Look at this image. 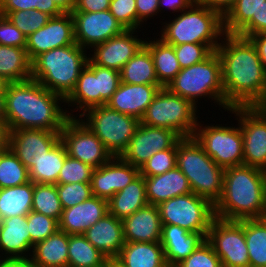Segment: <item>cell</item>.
<instances>
[{"mask_svg": "<svg viewBox=\"0 0 266 267\" xmlns=\"http://www.w3.org/2000/svg\"><path fill=\"white\" fill-rule=\"evenodd\" d=\"M179 14V15H178ZM163 22L159 38L170 45L184 43L220 44L225 35L223 16L194 2L188 9ZM176 16V17H175ZM165 24V25H164Z\"/></svg>", "mask_w": 266, "mask_h": 267, "instance_id": "5b68a950", "label": "cell"}, {"mask_svg": "<svg viewBox=\"0 0 266 267\" xmlns=\"http://www.w3.org/2000/svg\"><path fill=\"white\" fill-rule=\"evenodd\" d=\"M113 261L119 267H168L160 242H125Z\"/></svg>", "mask_w": 266, "mask_h": 267, "instance_id": "83f0119b", "label": "cell"}, {"mask_svg": "<svg viewBox=\"0 0 266 267\" xmlns=\"http://www.w3.org/2000/svg\"><path fill=\"white\" fill-rule=\"evenodd\" d=\"M224 220L262 219L266 211V171L248 165L224 169L222 194L214 205Z\"/></svg>", "mask_w": 266, "mask_h": 267, "instance_id": "3957f363", "label": "cell"}, {"mask_svg": "<svg viewBox=\"0 0 266 267\" xmlns=\"http://www.w3.org/2000/svg\"><path fill=\"white\" fill-rule=\"evenodd\" d=\"M63 209L82 203L92 195L90 183L56 184Z\"/></svg>", "mask_w": 266, "mask_h": 267, "instance_id": "c3c4849f", "label": "cell"}, {"mask_svg": "<svg viewBox=\"0 0 266 267\" xmlns=\"http://www.w3.org/2000/svg\"><path fill=\"white\" fill-rule=\"evenodd\" d=\"M176 267H223L212 246L205 240Z\"/></svg>", "mask_w": 266, "mask_h": 267, "instance_id": "681fc988", "label": "cell"}, {"mask_svg": "<svg viewBox=\"0 0 266 267\" xmlns=\"http://www.w3.org/2000/svg\"><path fill=\"white\" fill-rule=\"evenodd\" d=\"M176 167V148L165 149L153 154L139 169L144 177L161 175Z\"/></svg>", "mask_w": 266, "mask_h": 267, "instance_id": "7dc6e473", "label": "cell"}, {"mask_svg": "<svg viewBox=\"0 0 266 267\" xmlns=\"http://www.w3.org/2000/svg\"><path fill=\"white\" fill-rule=\"evenodd\" d=\"M72 107L67 111L69 118H77L90 108L100 106V93H98V77L86 66L80 73L76 86L65 99V105ZM75 107V109H74ZM74 109V110H73ZM76 110L78 114L73 115Z\"/></svg>", "mask_w": 266, "mask_h": 267, "instance_id": "4dcf8cb0", "label": "cell"}, {"mask_svg": "<svg viewBox=\"0 0 266 267\" xmlns=\"http://www.w3.org/2000/svg\"><path fill=\"white\" fill-rule=\"evenodd\" d=\"M94 169L80 160L67 156L56 184L90 183Z\"/></svg>", "mask_w": 266, "mask_h": 267, "instance_id": "f6af8a7d", "label": "cell"}, {"mask_svg": "<svg viewBox=\"0 0 266 267\" xmlns=\"http://www.w3.org/2000/svg\"><path fill=\"white\" fill-rule=\"evenodd\" d=\"M65 145L59 140L45 155L29 170V179L33 183L55 184L59 172L67 157Z\"/></svg>", "mask_w": 266, "mask_h": 267, "instance_id": "d590c367", "label": "cell"}, {"mask_svg": "<svg viewBox=\"0 0 266 267\" xmlns=\"http://www.w3.org/2000/svg\"><path fill=\"white\" fill-rule=\"evenodd\" d=\"M263 219L266 221V211L264 213Z\"/></svg>", "mask_w": 266, "mask_h": 267, "instance_id": "8c879c8a", "label": "cell"}, {"mask_svg": "<svg viewBox=\"0 0 266 267\" xmlns=\"http://www.w3.org/2000/svg\"><path fill=\"white\" fill-rule=\"evenodd\" d=\"M125 242H160L162 222L158 206L147 204L122 220Z\"/></svg>", "mask_w": 266, "mask_h": 267, "instance_id": "cb8c5ba5", "label": "cell"}, {"mask_svg": "<svg viewBox=\"0 0 266 267\" xmlns=\"http://www.w3.org/2000/svg\"><path fill=\"white\" fill-rule=\"evenodd\" d=\"M206 239L177 225L162 224L161 245L168 267H176Z\"/></svg>", "mask_w": 266, "mask_h": 267, "instance_id": "484cf974", "label": "cell"}, {"mask_svg": "<svg viewBox=\"0 0 266 267\" xmlns=\"http://www.w3.org/2000/svg\"><path fill=\"white\" fill-rule=\"evenodd\" d=\"M266 0H236L223 16L225 34H236L251 18H257L258 9Z\"/></svg>", "mask_w": 266, "mask_h": 267, "instance_id": "ab89813d", "label": "cell"}, {"mask_svg": "<svg viewBox=\"0 0 266 267\" xmlns=\"http://www.w3.org/2000/svg\"><path fill=\"white\" fill-rule=\"evenodd\" d=\"M98 77V93H100V106L106 105L116 92L121 80L120 72L92 64L89 60L86 65Z\"/></svg>", "mask_w": 266, "mask_h": 267, "instance_id": "7bdbcfd3", "label": "cell"}, {"mask_svg": "<svg viewBox=\"0 0 266 267\" xmlns=\"http://www.w3.org/2000/svg\"><path fill=\"white\" fill-rule=\"evenodd\" d=\"M7 18L10 19L26 37H29L32 33L45 26L51 17L39 10H19L10 12Z\"/></svg>", "mask_w": 266, "mask_h": 267, "instance_id": "ee69618b", "label": "cell"}, {"mask_svg": "<svg viewBox=\"0 0 266 267\" xmlns=\"http://www.w3.org/2000/svg\"><path fill=\"white\" fill-rule=\"evenodd\" d=\"M0 119H5V93H0Z\"/></svg>", "mask_w": 266, "mask_h": 267, "instance_id": "03108f58", "label": "cell"}, {"mask_svg": "<svg viewBox=\"0 0 266 267\" xmlns=\"http://www.w3.org/2000/svg\"><path fill=\"white\" fill-rule=\"evenodd\" d=\"M198 121L193 137L202 146L205 153L221 168L243 165V137L238 126H223Z\"/></svg>", "mask_w": 266, "mask_h": 267, "instance_id": "8fae6325", "label": "cell"}, {"mask_svg": "<svg viewBox=\"0 0 266 267\" xmlns=\"http://www.w3.org/2000/svg\"><path fill=\"white\" fill-rule=\"evenodd\" d=\"M127 84H159L149 49L144 45L119 71Z\"/></svg>", "mask_w": 266, "mask_h": 267, "instance_id": "e575fe53", "label": "cell"}, {"mask_svg": "<svg viewBox=\"0 0 266 267\" xmlns=\"http://www.w3.org/2000/svg\"><path fill=\"white\" fill-rule=\"evenodd\" d=\"M75 42L84 49L104 43L122 34L126 29L109 10L99 12H71Z\"/></svg>", "mask_w": 266, "mask_h": 267, "instance_id": "9a60e30c", "label": "cell"}, {"mask_svg": "<svg viewBox=\"0 0 266 267\" xmlns=\"http://www.w3.org/2000/svg\"><path fill=\"white\" fill-rule=\"evenodd\" d=\"M139 175V168L125 162L120 156H113L107 163L94 169L90 182L92 195L108 201Z\"/></svg>", "mask_w": 266, "mask_h": 267, "instance_id": "ffe728a7", "label": "cell"}, {"mask_svg": "<svg viewBox=\"0 0 266 267\" xmlns=\"http://www.w3.org/2000/svg\"><path fill=\"white\" fill-rule=\"evenodd\" d=\"M190 100L161 88L140 120L141 124L167 128L182 138L193 137L198 124V109Z\"/></svg>", "mask_w": 266, "mask_h": 267, "instance_id": "ba28073f", "label": "cell"}, {"mask_svg": "<svg viewBox=\"0 0 266 267\" xmlns=\"http://www.w3.org/2000/svg\"><path fill=\"white\" fill-rule=\"evenodd\" d=\"M60 140L67 155L73 159L98 168L113 156L101 140L78 118H69L60 131Z\"/></svg>", "mask_w": 266, "mask_h": 267, "instance_id": "5bb4252c", "label": "cell"}, {"mask_svg": "<svg viewBox=\"0 0 266 267\" xmlns=\"http://www.w3.org/2000/svg\"><path fill=\"white\" fill-rule=\"evenodd\" d=\"M54 2L64 13H71L76 4V0H54Z\"/></svg>", "mask_w": 266, "mask_h": 267, "instance_id": "e7e4bbea", "label": "cell"}, {"mask_svg": "<svg viewBox=\"0 0 266 267\" xmlns=\"http://www.w3.org/2000/svg\"><path fill=\"white\" fill-rule=\"evenodd\" d=\"M243 137V164L266 171V113L259 107H232Z\"/></svg>", "mask_w": 266, "mask_h": 267, "instance_id": "4fadbf2b", "label": "cell"}, {"mask_svg": "<svg viewBox=\"0 0 266 267\" xmlns=\"http://www.w3.org/2000/svg\"><path fill=\"white\" fill-rule=\"evenodd\" d=\"M144 180L146 197L152 205L192 193L187 177L177 166L161 175L144 177Z\"/></svg>", "mask_w": 266, "mask_h": 267, "instance_id": "4316f807", "label": "cell"}, {"mask_svg": "<svg viewBox=\"0 0 266 267\" xmlns=\"http://www.w3.org/2000/svg\"><path fill=\"white\" fill-rule=\"evenodd\" d=\"M260 32H266V1L258 9L257 18H251L235 35L248 38Z\"/></svg>", "mask_w": 266, "mask_h": 267, "instance_id": "f5cc1de1", "label": "cell"}, {"mask_svg": "<svg viewBox=\"0 0 266 267\" xmlns=\"http://www.w3.org/2000/svg\"><path fill=\"white\" fill-rule=\"evenodd\" d=\"M3 261H4V259L0 258V267H1Z\"/></svg>", "mask_w": 266, "mask_h": 267, "instance_id": "2644e50d", "label": "cell"}, {"mask_svg": "<svg viewBox=\"0 0 266 267\" xmlns=\"http://www.w3.org/2000/svg\"><path fill=\"white\" fill-rule=\"evenodd\" d=\"M83 236L110 261H113L125 244L122 220L108 213L90 226Z\"/></svg>", "mask_w": 266, "mask_h": 267, "instance_id": "d4e9b609", "label": "cell"}, {"mask_svg": "<svg viewBox=\"0 0 266 267\" xmlns=\"http://www.w3.org/2000/svg\"><path fill=\"white\" fill-rule=\"evenodd\" d=\"M194 2L195 0H159V12L162 13V11L165 12L168 9L173 11L172 13L176 12L178 14L188 9Z\"/></svg>", "mask_w": 266, "mask_h": 267, "instance_id": "6f0895ef", "label": "cell"}, {"mask_svg": "<svg viewBox=\"0 0 266 267\" xmlns=\"http://www.w3.org/2000/svg\"><path fill=\"white\" fill-rule=\"evenodd\" d=\"M111 0H76L73 11L99 12L109 10Z\"/></svg>", "mask_w": 266, "mask_h": 267, "instance_id": "9f6ffc18", "label": "cell"}, {"mask_svg": "<svg viewBox=\"0 0 266 267\" xmlns=\"http://www.w3.org/2000/svg\"><path fill=\"white\" fill-rule=\"evenodd\" d=\"M7 82L0 77V93H5Z\"/></svg>", "mask_w": 266, "mask_h": 267, "instance_id": "003e7915", "label": "cell"}, {"mask_svg": "<svg viewBox=\"0 0 266 267\" xmlns=\"http://www.w3.org/2000/svg\"><path fill=\"white\" fill-rule=\"evenodd\" d=\"M145 40V46L149 49L159 84L167 87L169 83L181 71V67L174 52L173 45L165 43L161 38Z\"/></svg>", "mask_w": 266, "mask_h": 267, "instance_id": "1f68e13d", "label": "cell"}, {"mask_svg": "<svg viewBox=\"0 0 266 267\" xmlns=\"http://www.w3.org/2000/svg\"><path fill=\"white\" fill-rule=\"evenodd\" d=\"M109 261L83 234L69 235L68 267H107Z\"/></svg>", "mask_w": 266, "mask_h": 267, "instance_id": "8d00e7d4", "label": "cell"}, {"mask_svg": "<svg viewBox=\"0 0 266 267\" xmlns=\"http://www.w3.org/2000/svg\"><path fill=\"white\" fill-rule=\"evenodd\" d=\"M166 88L190 100L196 107H199L200 99L207 101V97L215 106L217 104L227 112L230 109L225 104L221 60L216 51L204 61L182 68Z\"/></svg>", "mask_w": 266, "mask_h": 267, "instance_id": "52a82bcc", "label": "cell"}, {"mask_svg": "<svg viewBox=\"0 0 266 267\" xmlns=\"http://www.w3.org/2000/svg\"><path fill=\"white\" fill-rule=\"evenodd\" d=\"M221 60L225 104L260 106L266 96V69L248 38L225 34L216 49Z\"/></svg>", "mask_w": 266, "mask_h": 267, "instance_id": "6da1fadb", "label": "cell"}, {"mask_svg": "<svg viewBox=\"0 0 266 267\" xmlns=\"http://www.w3.org/2000/svg\"><path fill=\"white\" fill-rule=\"evenodd\" d=\"M109 213L108 201L91 196L82 203L63 209L59 230L69 234H84L90 226Z\"/></svg>", "mask_w": 266, "mask_h": 267, "instance_id": "603a6c76", "label": "cell"}, {"mask_svg": "<svg viewBox=\"0 0 266 267\" xmlns=\"http://www.w3.org/2000/svg\"><path fill=\"white\" fill-rule=\"evenodd\" d=\"M1 267H37L30 259L4 260Z\"/></svg>", "mask_w": 266, "mask_h": 267, "instance_id": "be15d7a7", "label": "cell"}, {"mask_svg": "<svg viewBox=\"0 0 266 267\" xmlns=\"http://www.w3.org/2000/svg\"><path fill=\"white\" fill-rule=\"evenodd\" d=\"M60 140V131L10 130L9 148L28 171Z\"/></svg>", "mask_w": 266, "mask_h": 267, "instance_id": "d6986e66", "label": "cell"}, {"mask_svg": "<svg viewBox=\"0 0 266 267\" xmlns=\"http://www.w3.org/2000/svg\"><path fill=\"white\" fill-rule=\"evenodd\" d=\"M107 267H119L114 261H109Z\"/></svg>", "mask_w": 266, "mask_h": 267, "instance_id": "a7ac6f4b", "label": "cell"}, {"mask_svg": "<svg viewBox=\"0 0 266 267\" xmlns=\"http://www.w3.org/2000/svg\"><path fill=\"white\" fill-rule=\"evenodd\" d=\"M9 127L5 119H0V153L9 148Z\"/></svg>", "mask_w": 266, "mask_h": 267, "instance_id": "6125c7cd", "label": "cell"}, {"mask_svg": "<svg viewBox=\"0 0 266 267\" xmlns=\"http://www.w3.org/2000/svg\"><path fill=\"white\" fill-rule=\"evenodd\" d=\"M26 216L33 247L37 242L47 239L59 230V222L54 218L35 211H31Z\"/></svg>", "mask_w": 266, "mask_h": 267, "instance_id": "bcb514c9", "label": "cell"}, {"mask_svg": "<svg viewBox=\"0 0 266 267\" xmlns=\"http://www.w3.org/2000/svg\"><path fill=\"white\" fill-rule=\"evenodd\" d=\"M161 88L163 87L160 84H127L120 82L116 92L106 105L112 110L141 120L148 105Z\"/></svg>", "mask_w": 266, "mask_h": 267, "instance_id": "44dd1931", "label": "cell"}, {"mask_svg": "<svg viewBox=\"0 0 266 267\" xmlns=\"http://www.w3.org/2000/svg\"><path fill=\"white\" fill-rule=\"evenodd\" d=\"M40 11L48 14L50 17L60 16L64 13L54 0H40Z\"/></svg>", "mask_w": 266, "mask_h": 267, "instance_id": "94428289", "label": "cell"}, {"mask_svg": "<svg viewBox=\"0 0 266 267\" xmlns=\"http://www.w3.org/2000/svg\"><path fill=\"white\" fill-rule=\"evenodd\" d=\"M33 182L0 189V221L32 211Z\"/></svg>", "mask_w": 266, "mask_h": 267, "instance_id": "836d02e7", "label": "cell"}, {"mask_svg": "<svg viewBox=\"0 0 266 267\" xmlns=\"http://www.w3.org/2000/svg\"><path fill=\"white\" fill-rule=\"evenodd\" d=\"M181 139L182 137L173 130L140 123L127 149L120 157L140 169L153 154L161 150L177 148V143Z\"/></svg>", "mask_w": 266, "mask_h": 267, "instance_id": "2e32d148", "label": "cell"}, {"mask_svg": "<svg viewBox=\"0 0 266 267\" xmlns=\"http://www.w3.org/2000/svg\"><path fill=\"white\" fill-rule=\"evenodd\" d=\"M71 13L51 17L47 24L27 37L26 51L31 62L49 50L75 44Z\"/></svg>", "mask_w": 266, "mask_h": 267, "instance_id": "ac0fdd59", "label": "cell"}, {"mask_svg": "<svg viewBox=\"0 0 266 267\" xmlns=\"http://www.w3.org/2000/svg\"><path fill=\"white\" fill-rule=\"evenodd\" d=\"M27 216H14L0 221V258L30 259L33 246ZM3 252V253H2Z\"/></svg>", "mask_w": 266, "mask_h": 267, "instance_id": "7402d4cb", "label": "cell"}, {"mask_svg": "<svg viewBox=\"0 0 266 267\" xmlns=\"http://www.w3.org/2000/svg\"><path fill=\"white\" fill-rule=\"evenodd\" d=\"M137 9V30L146 24V21L153 19L159 14V0H136Z\"/></svg>", "mask_w": 266, "mask_h": 267, "instance_id": "db71d44e", "label": "cell"}, {"mask_svg": "<svg viewBox=\"0 0 266 267\" xmlns=\"http://www.w3.org/2000/svg\"><path fill=\"white\" fill-rule=\"evenodd\" d=\"M79 118L112 156L122 155L140 125V120L112 110L107 105L90 108Z\"/></svg>", "mask_w": 266, "mask_h": 267, "instance_id": "9c48e42d", "label": "cell"}, {"mask_svg": "<svg viewBox=\"0 0 266 267\" xmlns=\"http://www.w3.org/2000/svg\"><path fill=\"white\" fill-rule=\"evenodd\" d=\"M0 77L7 83L31 79V60L25 48L0 45Z\"/></svg>", "mask_w": 266, "mask_h": 267, "instance_id": "d6a6232c", "label": "cell"}, {"mask_svg": "<svg viewBox=\"0 0 266 267\" xmlns=\"http://www.w3.org/2000/svg\"><path fill=\"white\" fill-rule=\"evenodd\" d=\"M109 11L126 30H137L136 0H111Z\"/></svg>", "mask_w": 266, "mask_h": 267, "instance_id": "f907efd6", "label": "cell"}, {"mask_svg": "<svg viewBox=\"0 0 266 267\" xmlns=\"http://www.w3.org/2000/svg\"><path fill=\"white\" fill-rule=\"evenodd\" d=\"M68 245L69 234L57 230L34 245L30 260L37 267H68Z\"/></svg>", "mask_w": 266, "mask_h": 267, "instance_id": "f1b7e54d", "label": "cell"}, {"mask_svg": "<svg viewBox=\"0 0 266 267\" xmlns=\"http://www.w3.org/2000/svg\"><path fill=\"white\" fill-rule=\"evenodd\" d=\"M137 32L139 31L125 30L122 34L93 46L89 51L92 53L88 54V60L92 64L120 71L145 45V39L139 38Z\"/></svg>", "mask_w": 266, "mask_h": 267, "instance_id": "e0dca14e", "label": "cell"}, {"mask_svg": "<svg viewBox=\"0 0 266 267\" xmlns=\"http://www.w3.org/2000/svg\"><path fill=\"white\" fill-rule=\"evenodd\" d=\"M223 267H249L244 220L215 217L206 236Z\"/></svg>", "mask_w": 266, "mask_h": 267, "instance_id": "7c38bea8", "label": "cell"}, {"mask_svg": "<svg viewBox=\"0 0 266 267\" xmlns=\"http://www.w3.org/2000/svg\"><path fill=\"white\" fill-rule=\"evenodd\" d=\"M220 44L184 43L173 45L181 68L200 63L208 58Z\"/></svg>", "mask_w": 266, "mask_h": 267, "instance_id": "b9f144b4", "label": "cell"}, {"mask_svg": "<svg viewBox=\"0 0 266 267\" xmlns=\"http://www.w3.org/2000/svg\"><path fill=\"white\" fill-rule=\"evenodd\" d=\"M63 106V97L33 79L7 83L5 87V120L9 130L61 131L69 119L68 108Z\"/></svg>", "mask_w": 266, "mask_h": 267, "instance_id": "7a4b0ae2", "label": "cell"}, {"mask_svg": "<svg viewBox=\"0 0 266 267\" xmlns=\"http://www.w3.org/2000/svg\"><path fill=\"white\" fill-rule=\"evenodd\" d=\"M32 211L60 221L63 207L55 184L33 183Z\"/></svg>", "mask_w": 266, "mask_h": 267, "instance_id": "f35d334b", "label": "cell"}, {"mask_svg": "<svg viewBox=\"0 0 266 267\" xmlns=\"http://www.w3.org/2000/svg\"><path fill=\"white\" fill-rule=\"evenodd\" d=\"M236 0H195L198 4L219 12L224 16Z\"/></svg>", "mask_w": 266, "mask_h": 267, "instance_id": "680465c9", "label": "cell"}, {"mask_svg": "<svg viewBox=\"0 0 266 267\" xmlns=\"http://www.w3.org/2000/svg\"><path fill=\"white\" fill-rule=\"evenodd\" d=\"M29 171L10 148L0 153V189L29 182Z\"/></svg>", "mask_w": 266, "mask_h": 267, "instance_id": "60d3db41", "label": "cell"}, {"mask_svg": "<svg viewBox=\"0 0 266 267\" xmlns=\"http://www.w3.org/2000/svg\"><path fill=\"white\" fill-rule=\"evenodd\" d=\"M248 39L255 46L261 63L266 69V32H260L258 34L249 36Z\"/></svg>", "mask_w": 266, "mask_h": 267, "instance_id": "91938a15", "label": "cell"}, {"mask_svg": "<svg viewBox=\"0 0 266 267\" xmlns=\"http://www.w3.org/2000/svg\"><path fill=\"white\" fill-rule=\"evenodd\" d=\"M148 203L144 176L139 175L108 200L109 213L120 220L134 214Z\"/></svg>", "mask_w": 266, "mask_h": 267, "instance_id": "f546056e", "label": "cell"}, {"mask_svg": "<svg viewBox=\"0 0 266 267\" xmlns=\"http://www.w3.org/2000/svg\"><path fill=\"white\" fill-rule=\"evenodd\" d=\"M176 166L187 177L191 191L215 205L221 197L224 169L210 158L194 137L177 143Z\"/></svg>", "mask_w": 266, "mask_h": 267, "instance_id": "8992f818", "label": "cell"}, {"mask_svg": "<svg viewBox=\"0 0 266 267\" xmlns=\"http://www.w3.org/2000/svg\"><path fill=\"white\" fill-rule=\"evenodd\" d=\"M19 10H39L40 0H0V14L7 16L10 12Z\"/></svg>", "mask_w": 266, "mask_h": 267, "instance_id": "11a10c76", "label": "cell"}, {"mask_svg": "<svg viewBox=\"0 0 266 267\" xmlns=\"http://www.w3.org/2000/svg\"><path fill=\"white\" fill-rule=\"evenodd\" d=\"M0 45L26 48L27 37L7 18L0 14Z\"/></svg>", "mask_w": 266, "mask_h": 267, "instance_id": "816d5d0a", "label": "cell"}, {"mask_svg": "<svg viewBox=\"0 0 266 267\" xmlns=\"http://www.w3.org/2000/svg\"><path fill=\"white\" fill-rule=\"evenodd\" d=\"M259 107L266 113V103H262Z\"/></svg>", "mask_w": 266, "mask_h": 267, "instance_id": "89a4df30", "label": "cell"}, {"mask_svg": "<svg viewBox=\"0 0 266 267\" xmlns=\"http://www.w3.org/2000/svg\"><path fill=\"white\" fill-rule=\"evenodd\" d=\"M162 224L177 225L205 239L215 218L214 205L207 199L189 193L168 199L158 205Z\"/></svg>", "mask_w": 266, "mask_h": 267, "instance_id": "30bf717a", "label": "cell"}, {"mask_svg": "<svg viewBox=\"0 0 266 267\" xmlns=\"http://www.w3.org/2000/svg\"><path fill=\"white\" fill-rule=\"evenodd\" d=\"M244 236L249 255V267H266V221L244 219Z\"/></svg>", "mask_w": 266, "mask_h": 267, "instance_id": "74e56055", "label": "cell"}, {"mask_svg": "<svg viewBox=\"0 0 266 267\" xmlns=\"http://www.w3.org/2000/svg\"><path fill=\"white\" fill-rule=\"evenodd\" d=\"M88 56L77 43L49 50L31 62V79L66 99L86 67Z\"/></svg>", "mask_w": 266, "mask_h": 267, "instance_id": "277c9868", "label": "cell"}]
</instances>
